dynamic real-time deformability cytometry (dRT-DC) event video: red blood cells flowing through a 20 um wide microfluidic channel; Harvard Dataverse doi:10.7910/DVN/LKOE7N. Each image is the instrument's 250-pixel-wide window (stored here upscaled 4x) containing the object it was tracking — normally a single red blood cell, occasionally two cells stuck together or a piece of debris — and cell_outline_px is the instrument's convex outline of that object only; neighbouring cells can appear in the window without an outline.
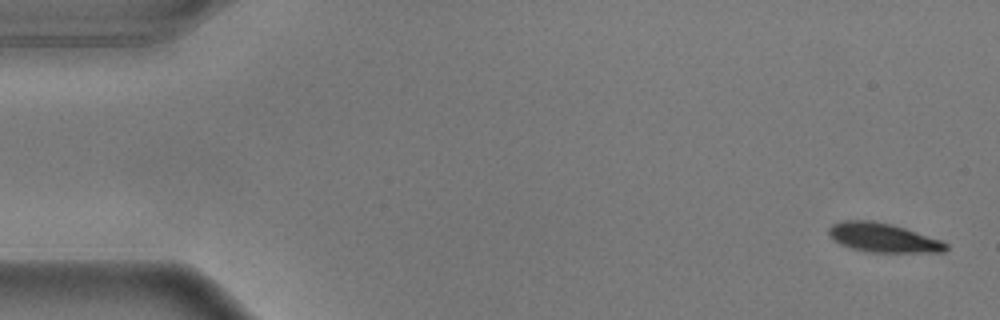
{"species": "common noctule bat (a hibernating species)", "species_latin": "Nyctalus noctula", "temperature_condition": "warm", "stored_images_in_passage": 55, "camera_frame_rate_fps": 3000, "um_per_image_px": 0.085, "animal": {"sex": "male", "body_mass_g": 17.9}, "frame": {"image": 1, "passage_image": 1, "time_ms": 0.0, "image_size_px": [1000, 320], "cell_outline_px": [[948, 248], [944, 252], [868, 252], [852, 248], [840, 244], [832, 240], [828, 232], [828, 228], [832, 224], [844, 220], [872, 220], [892, 224], [940, 240], [948, 244]], "centroid_in_image_um": [75.02, 20.2], "position_along_channel_um": 10.0, "area_um2": 19.83}}
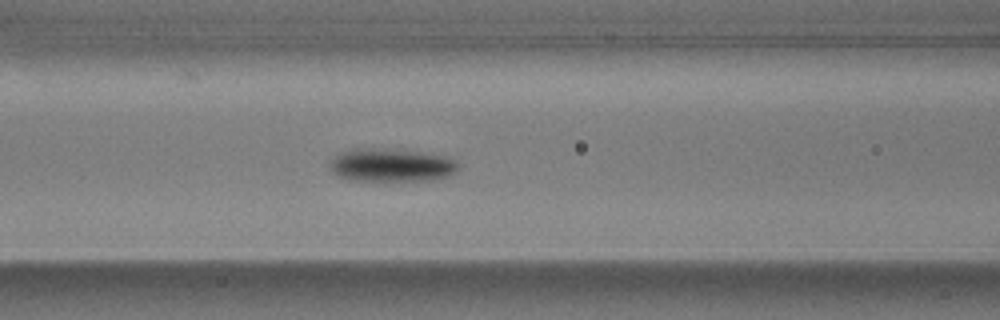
{"frame": {"image": 2, "passage_image": 22, "time_ms": 7.0, "image_size_px": [1000, 320], "cell_outline_px": [[460, 168], [456, 172], [448, 176], [428, 180], [348, 180], [332, 172], [332, 160], [336, 156], [352, 148], [372, 148], [420, 152], [448, 156], [456, 160], [460, 164]], "centroid_in_image_um": [33.34, 14.03], "position_along_channel_um": 133.3, "area_um2": 24.57}}
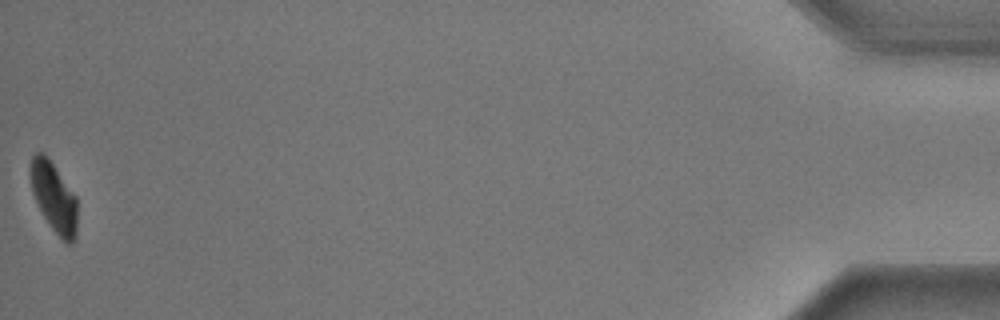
{"frame": {"image": 3, "passage_image": 55, "time_ms": 18.0, "image_size_px": [1000, 320], "cell_outline_px": [[76, 236], [72, 244], [68, 244], [52, 228], [44, 216], [32, 192], [32, 156], [36, 152], [44, 152], [76, 196]], "centroid_in_image_um": [4.61, 16.77], "position_along_channel_um": 430.6, "area_um2": 18.32}, "authors_computed_cell_mechanics": {"area_um2": 22.1374, "velocity_mm_per_s": 3.6012, "shape_relaxation_time_tau1_ms": 1.5603, "shape_relaxation_time_tau2_ms": null, "deformation_change_tau1": 0.1595, "deformation_change_tau2": null}}